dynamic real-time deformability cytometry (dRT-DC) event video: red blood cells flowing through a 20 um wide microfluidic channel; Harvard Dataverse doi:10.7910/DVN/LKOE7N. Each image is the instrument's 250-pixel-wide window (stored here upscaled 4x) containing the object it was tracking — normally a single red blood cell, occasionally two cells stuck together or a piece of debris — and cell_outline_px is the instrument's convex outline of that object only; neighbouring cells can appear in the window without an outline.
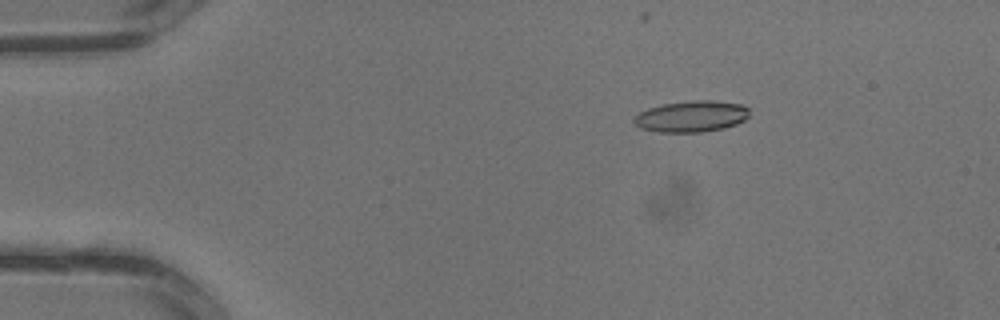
{"species": "common noctule bat (a hibernating species)", "species_latin": "Nyctalus noctula", "temperature_condition": "warm", "stored_images_in_passage": 3, "camera_frame_rate_fps": 3000, "um_per_image_px": 0.085, "animal": {"sex": "male", "body_mass_g": 13.3}, "frame": {"image": 1, "passage_image": 2, "time_ms": 0.333, "image_size_px": [1000, 320], "cell_outline_px": [[748, 116], [744, 120], [736, 124], [724, 128], [700, 132], [660, 132], [640, 128], [632, 120], [640, 112], [648, 108], [664, 104], [692, 100], [716, 100], [740, 104], [748, 108]], "centroid_in_image_um": [58.77, 9.89], "position_along_channel_um": 26.2, "area_um2": 20.92}}